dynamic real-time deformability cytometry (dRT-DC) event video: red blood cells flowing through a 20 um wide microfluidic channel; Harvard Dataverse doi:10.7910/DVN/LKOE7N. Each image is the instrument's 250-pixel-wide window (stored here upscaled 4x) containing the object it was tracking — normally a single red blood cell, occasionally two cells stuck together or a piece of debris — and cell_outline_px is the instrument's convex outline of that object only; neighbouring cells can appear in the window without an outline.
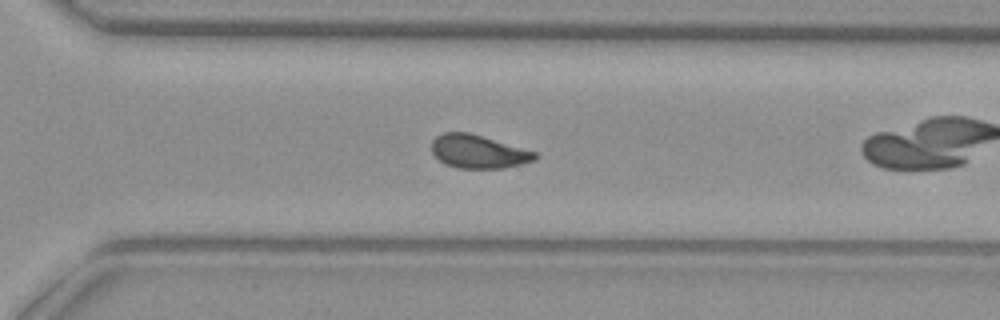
{"species": "common noctule bat (a hibernating species)", "species_latin": "Nyctalus noctula", "temperature_condition": "warm", "stored_images_in_passage": 42, "camera_frame_rate_fps": 3000, "um_per_image_px": 0.085, "animal": {"sex": "female", "body_mass_g": 29.2, "forearm_length_mm": 56.3}, "frame": {"image": 1, "passage_image": 24, "time_ms": 7.667, "image_size_px": [1000, 320], "cell_outline_px": [[540, 156], [536, 160], [504, 168], [460, 168], [444, 164], [432, 152], [432, 140], [436, 136], [444, 132], [468, 132], [536, 152]], "centroid_in_image_um": [40.66, 12.89], "position_along_channel_um": 329.9, "area_um2": 19.94}, "authors_computed_cell_mechanics": {"area_um2": 20.3167, "velocity_mm_per_s": 3.7435, "shape_relaxation_time_tau1_ms": null, "shape_relaxation_time_tau2_ms": 2.307, "deformation_change_tau1": null, "deformation_change_tau2": 0.0463}}